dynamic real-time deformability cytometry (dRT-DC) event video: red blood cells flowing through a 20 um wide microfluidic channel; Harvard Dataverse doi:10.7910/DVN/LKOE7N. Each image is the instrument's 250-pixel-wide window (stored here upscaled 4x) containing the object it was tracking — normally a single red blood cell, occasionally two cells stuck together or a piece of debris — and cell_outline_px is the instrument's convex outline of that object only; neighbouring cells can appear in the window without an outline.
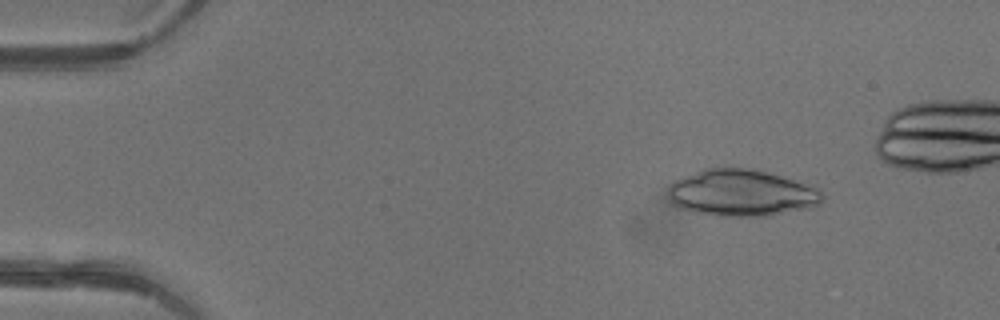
{"species": "common noctule bat (a hibernating species)", "species_latin": "Nyctalus noctula", "temperature_condition": "warm", "stored_images_in_passage": 44, "camera_frame_rate_fps": 3000, "um_per_image_px": 0.085, "animal": {"sex": "female"}, "frame": {"image": 1, "passage_image": 6, "time_ms": 1.667, "image_size_px": [1000, 320], "cell_outline_px": [[824, 200], [820, 204], [808, 208], [772, 216], [716, 216], [696, 212], [680, 208], [672, 204], [668, 200], [668, 188], [672, 180], [680, 176], [704, 168], [752, 168], [780, 176], [820, 188], [824, 196]], "centroid_in_image_um": [63.0, 16.4], "position_along_channel_um": 22.0, "area_um2": 42.54}}
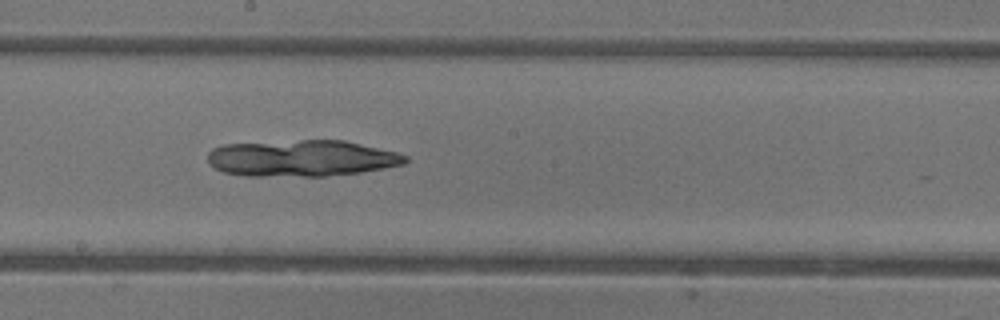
{"frame": {"image": 2, "passage_image": 26, "time_ms": 8.333, "image_size_px": [1000, 320], "cell_outline_px": [[408, 160], [404, 164], [384, 168], [360, 172], [324, 176], [244, 176], [224, 172], [208, 164], [208, 152], [212, 148], [224, 144], [300, 140], [344, 140], [396, 152], [408, 156]], "centroid_in_image_um": [25.62, 13.45], "position_along_channel_um": 222.6, "area_um2": 42.02}}
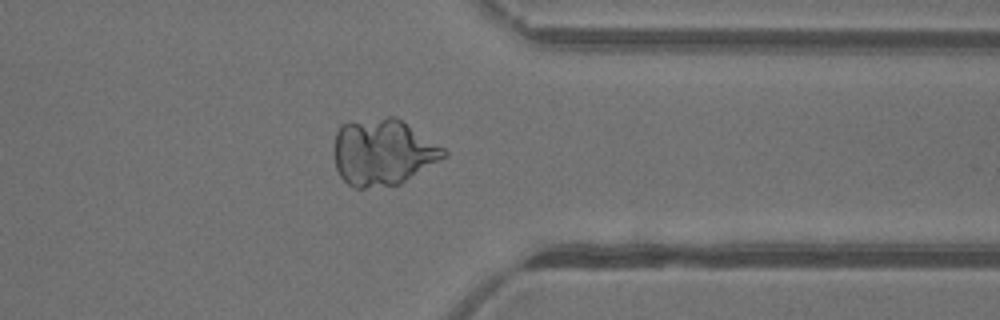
{"frame": {"image": 3, "passage_image": 37, "time_ms": 12.0, "image_size_px": [1000, 320], "cell_outline_px": [[448, 156], [400, 184], [364, 188], [356, 188], [348, 184], [340, 176], [336, 168], [332, 152], [336, 132], [340, 124], [348, 120], [388, 116], [396, 116], [444, 148], [448, 152]], "centroid_in_image_um": [32.51, 12.91], "position_along_channel_um": 378.9, "area_um2": 43.18}}